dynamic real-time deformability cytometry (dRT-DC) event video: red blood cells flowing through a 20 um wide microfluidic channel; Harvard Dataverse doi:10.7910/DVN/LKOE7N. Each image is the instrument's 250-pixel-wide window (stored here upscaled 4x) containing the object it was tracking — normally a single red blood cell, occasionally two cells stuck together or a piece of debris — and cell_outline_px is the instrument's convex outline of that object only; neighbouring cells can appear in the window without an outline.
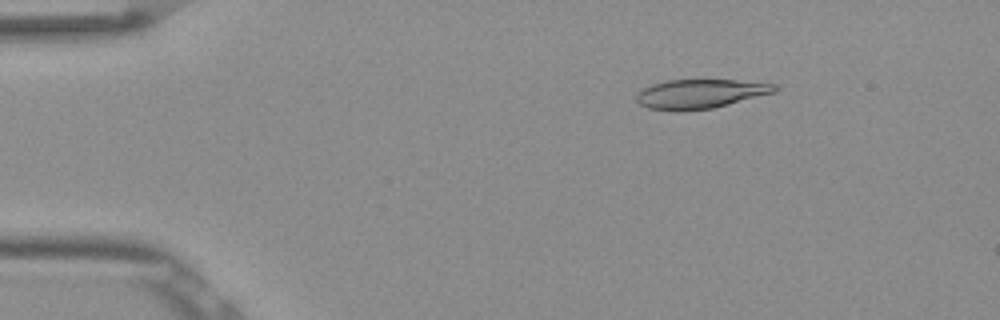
{"species": "Egyptian fruit bat (a non-hibernating species)", "species_latin": "Rousettus aegyptiacus", "temperature_condition": "room temperature", "stored_images_in_passage": 8, "camera_frame_rate_fps": 3000, "um_per_image_px": 0.085, "frame": {"image": 1, "passage_image": 1, "time_ms": 0.0, "image_size_px": [1000, 320], "cell_outline_px": [[780, 88], [776, 92], [712, 108], [680, 112], [648, 108], [640, 104], [636, 100], [636, 96], [644, 88], [652, 84], [668, 80], [736, 80], [776, 84]], "centroid_in_image_um": [59.53, 7.98], "position_along_channel_um": 25.5, "area_um2": 23.52}}